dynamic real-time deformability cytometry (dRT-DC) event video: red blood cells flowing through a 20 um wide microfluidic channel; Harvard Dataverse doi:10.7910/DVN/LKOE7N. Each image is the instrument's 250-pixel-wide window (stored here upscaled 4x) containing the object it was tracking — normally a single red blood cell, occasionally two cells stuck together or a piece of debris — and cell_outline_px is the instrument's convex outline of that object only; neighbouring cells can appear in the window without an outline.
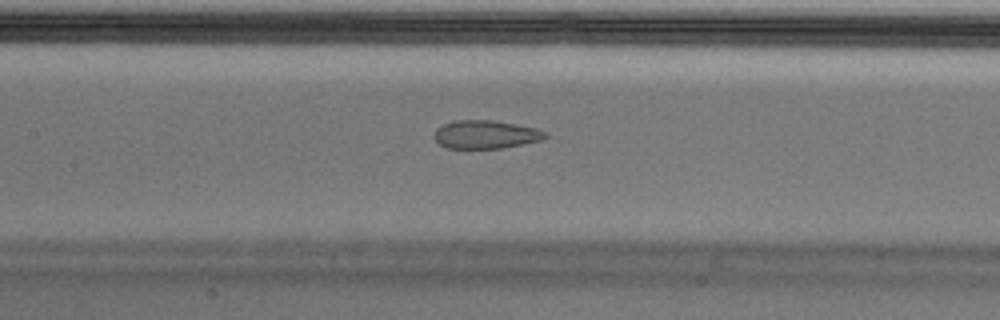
{"species": "Egyptian fruit bat (a non-hibernating species)", "species_latin": "Rousettus aegyptiacus", "temperature_condition": "cold", "stored_images_in_passage": 54, "camera_frame_rate_fps": 3000, "um_per_image_px": 0.085, "animal": {"sex": "male"}, "frame": {"image": 1, "passage_image": 25, "time_ms": 8.0, "image_size_px": [1000, 320], "cell_outline_px": [[548, 136], [544, 140], [524, 144], [500, 148], [448, 148], [440, 144], [432, 136], [436, 128], [444, 124], [456, 120], [492, 120], [516, 124], [536, 128], [544, 132]], "centroid_in_image_um": [41.28, 11.43], "position_along_channel_um": 166.1, "area_um2": 18.32}}
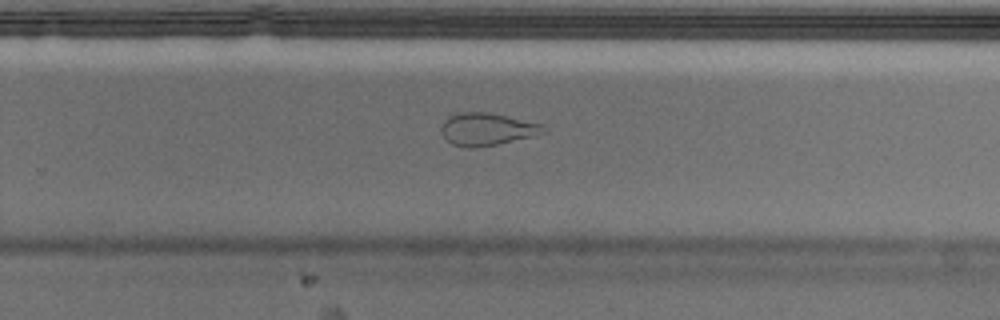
{"frame": {"image": 2, "passage_image": 35, "time_ms": 11.333, "image_size_px": [1000, 320], "cell_outline_px": [[548, 132], [532, 136], [496, 144], [476, 148], [464, 148], [452, 144], [440, 132], [440, 128], [444, 120], [448, 116], [460, 112], [488, 112], [544, 124], [548, 128]], "centroid_in_image_um": [41.4, 10.98], "position_along_channel_um": 288.4, "area_um2": 19.54}}
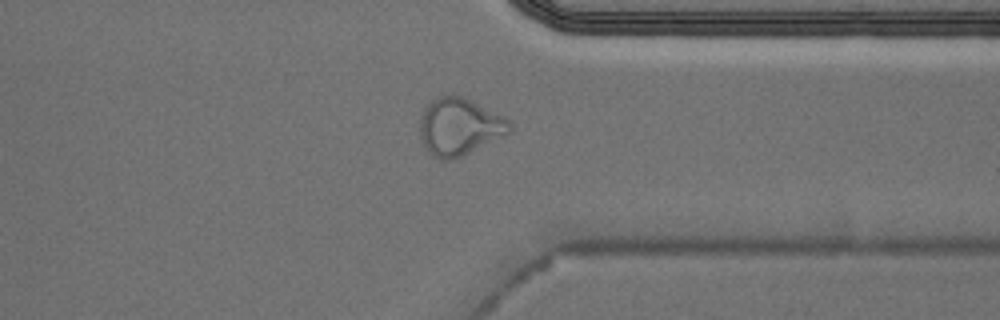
{"frame": {"image": 3, "passage_image": 42, "time_ms": 13.667, "image_size_px": [1000, 320], "cell_outline_px": [[512, 128], [508, 132], [460, 156], [448, 160], [440, 160], [432, 156], [428, 152], [420, 136], [420, 116], [424, 108], [432, 100], [440, 96], [464, 96], [504, 116], [512, 124]], "centroid_in_image_um": [39.01, 10.74], "position_along_channel_um": 372.4, "area_um2": 29.42}, "authors_computed_cell_mechanics": {"area_um2": 21.9062, "velocity_mm_per_s": 3.6817, "shape_relaxation_time_tau1_ms": null, "shape_relaxation_time_tau2_ms": 1.6014, "deformation_change_tau1": null, "deformation_change_tau2": 0.0786}}